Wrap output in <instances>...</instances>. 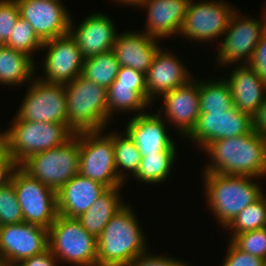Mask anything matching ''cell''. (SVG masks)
Segmentation results:
<instances>
[{"mask_svg":"<svg viewBox=\"0 0 266 266\" xmlns=\"http://www.w3.org/2000/svg\"><path fill=\"white\" fill-rule=\"evenodd\" d=\"M0 162H13L9 155L8 132H0Z\"/></svg>","mask_w":266,"mask_h":266,"instance_id":"43","label":"cell"},{"mask_svg":"<svg viewBox=\"0 0 266 266\" xmlns=\"http://www.w3.org/2000/svg\"><path fill=\"white\" fill-rule=\"evenodd\" d=\"M157 38L145 33L125 32L116 35L113 51L120 66L133 68L146 74L159 50Z\"/></svg>","mask_w":266,"mask_h":266,"instance_id":"23","label":"cell"},{"mask_svg":"<svg viewBox=\"0 0 266 266\" xmlns=\"http://www.w3.org/2000/svg\"><path fill=\"white\" fill-rule=\"evenodd\" d=\"M127 266H188L184 262L179 260L160 256V255H149V253H144L136 257Z\"/></svg>","mask_w":266,"mask_h":266,"instance_id":"40","label":"cell"},{"mask_svg":"<svg viewBox=\"0 0 266 266\" xmlns=\"http://www.w3.org/2000/svg\"><path fill=\"white\" fill-rule=\"evenodd\" d=\"M20 17L16 0H0V45H5Z\"/></svg>","mask_w":266,"mask_h":266,"instance_id":"36","label":"cell"},{"mask_svg":"<svg viewBox=\"0 0 266 266\" xmlns=\"http://www.w3.org/2000/svg\"><path fill=\"white\" fill-rule=\"evenodd\" d=\"M24 222L14 185L8 181L0 187V226Z\"/></svg>","mask_w":266,"mask_h":266,"instance_id":"34","label":"cell"},{"mask_svg":"<svg viewBox=\"0 0 266 266\" xmlns=\"http://www.w3.org/2000/svg\"><path fill=\"white\" fill-rule=\"evenodd\" d=\"M225 257L223 266H265V260L241 251L231 241Z\"/></svg>","mask_w":266,"mask_h":266,"instance_id":"37","label":"cell"},{"mask_svg":"<svg viewBox=\"0 0 266 266\" xmlns=\"http://www.w3.org/2000/svg\"><path fill=\"white\" fill-rule=\"evenodd\" d=\"M0 266H18V264L7 263L0 259Z\"/></svg>","mask_w":266,"mask_h":266,"instance_id":"46","label":"cell"},{"mask_svg":"<svg viewBox=\"0 0 266 266\" xmlns=\"http://www.w3.org/2000/svg\"><path fill=\"white\" fill-rule=\"evenodd\" d=\"M253 128L266 138V96L253 116Z\"/></svg>","mask_w":266,"mask_h":266,"instance_id":"42","label":"cell"},{"mask_svg":"<svg viewBox=\"0 0 266 266\" xmlns=\"http://www.w3.org/2000/svg\"><path fill=\"white\" fill-rule=\"evenodd\" d=\"M164 114L185 137L195 127L200 115L199 82L191 79L185 85L162 95Z\"/></svg>","mask_w":266,"mask_h":266,"instance_id":"18","label":"cell"},{"mask_svg":"<svg viewBox=\"0 0 266 266\" xmlns=\"http://www.w3.org/2000/svg\"><path fill=\"white\" fill-rule=\"evenodd\" d=\"M236 10L222 0L189 1L187 13L179 32L191 40L206 41L219 38L227 29Z\"/></svg>","mask_w":266,"mask_h":266,"instance_id":"11","label":"cell"},{"mask_svg":"<svg viewBox=\"0 0 266 266\" xmlns=\"http://www.w3.org/2000/svg\"><path fill=\"white\" fill-rule=\"evenodd\" d=\"M48 248L58 261L97 266V239L77 218L57 216L48 229Z\"/></svg>","mask_w":266,"mask_h":266,"instance_id":"6","label":"cell"},{"mask_svg":"<svg viewBox=\"0 0 266 266\" xmlns=\"http://www.w3.org/2000/svg\"><path fill=\"white\" fill-rule=\"evenodd\" d=\"M103 184L77 174L57 191L58 214L77 218L107 190Z\"/></svg>","mask_w":266,"mask_h":266,"instance_id":"21","label":"cell"},{"mask_svg":"<svg viewBox=\"0 0 266 266\" xmlns=\"http://www.w3.org/2000/svg\"><path fill=\"white\" fill-rule=\"evenodd\" d=\"M124 133L125 135L121 136L115 132L113 133L115 166L117 174L123 182L125 181L126 175L123 171H130L132 172L131 174L135 175L141 161V154L138 147L128 133L126 131Z\"/></svg>","mask_w":266,"mask_h":266,"instance_id":"31","label":"cell"},{"mask_svg":"<svg viewBox=\"0 0 266 266\" xmlns=\"http://www.w3.org/2000/svg\"><path fill=\"white\" fill-rule=\"evenodd\" d=\"M111 85L133 86V90H147L145 74L125 66H120L116 79Z\"/></svg>","mask_w":266,"mask_h":266,"instance_id":"38","label":"cell"},{"mask_svg":"<svg viewBox=\"0 0 266 266\" xmlns=\"http://www.w3.org/2000/svg\"><path fill=\"white\" fill-rule=\"evenodd\" d=\"M266 227V197L262 195L252 204L246 206L225 227L233 231L230 241L237 235L246 231Z\"/></svg>","mask_w":266,"mask_h":266,"instance_id":"32","label":"cell"},{"mask_svg":"<svg viewBox=\"0 0 266 266\" xmlns=\"http://www.w3.org/2000/svg\"><path fill=\"white\" fill-rule=\"evenodd\" d=\"M239 65L225 80L230 87L234 106L253 117L266 96V82L248 64Z\"/></svg>","mask_w":266,"mask_h":266,"instance_id":"22","label":"cell"},{"mask_svg":"<svg viewBox=\"0 0 266 266\" xmlns=\"http://www.w3.org/2000/svg\"><path fill=\"white\" fill-rule=\"evenodd\" d=\"M43 43L44 42L35 33L33 27L20 16L5 45L32 57L31 54H33V52L42 49Z\"/></svg>","mask_w":266,"mask_h":266,"instance_id":"33","label":"cell"},{"mask_svg":"<svg viewBox=\"0 0 266 266\" xmlns=\"http://www.w3.org/2000/svg\"><path fill=\"white\" fill-rule=\"evenodd\" d=\"M24 222L49 229L58 216L57 192L32 178L20 166L11 173Z\"/></svg>","mask_w":266,"mask_h":266,"instance_id":"9","label":"cell"},{"mask_svg":"<svg viewBox=\"0 0 266 266\" xmlns=\"http://www.w3.org/2000/svg\"><path fill=\"white\" fill-rule=\"evenodd\" d=\"M253 130V117L234 106L226 112L200 113L195 127L186 137L203 149L210 142L242 136Z\"/></svg>","mask_w":266,"mask_h":266,"instance_id":"13","label":"cell"},{"mask_svg":"<svg viewBox=\"0 0 266 266\" xmlns=\"http://www.w3.org/2000/svg\"><path fill=\"white\" fill-rule=\"evenodd\" d=\"M149 104L151 103L147 100V90H133V86L126 85H111L107 88V107L110 117L118 110L135 111V113L139 111L142 114Z\"/></svg>","mask_w":266,"mask_h":266,"instance_id":"30","label":"cell"},{"mask_svg":"<svg viewBox=\"0 0 266 266\" xmlns=\"http://www.w3.org/2000/svg\"><path fill=\"white\" fill-rule=\"evenodd\" d=\"M13 121L7 132L9 155L16 166L36 153L65 144L75 135L68 124L26 121L17 115Z\"/></svg>","mask_w":266,"mask_h":266,"instance_id":"5","label":"cell"},{"mask_svg":"<svg viewBox=\"0 0 266 266\" xmlns=\"http://www.w3.org/2000/svg\"><path fill=\"white\" fill-rule=\"evenodd\" d=\"M33 58L14 50L6 45H0V83L16 86L30 82L34 69Z\"/></svg>","mask_w":266,"mask_h":266,"instance_id":"26","label":"cell"},{"mask_svg":"<svg viewBox=\"0 0 266 266\" xmlns=\"http://www.w3.org/2000/svg\"><path fill=\"white\" fill-rule=\"evenodd\" d=\"M116 1H119V3H123V4H127V5H135V6H138V7H142L146 2L147 0H116Z\"/></svg>","mask_w":266,"mask_h":266,"instance_id":"45","label":"cell"},{"mask_svg":"<svg viewBox=\"0 0 266 266\" xmlns=\"http://www.w3.org/2000/svg\"><path fill=\"white\" fill-rule=\"evenodd\" d=\"M101 132H79V174L107 188L122 187L115 166L113 133Z\"/></svg>","mask_w":266,"mask_h":266,"instance_id":"8","label":"cell"},{"mask_svg":"<svg viewBox=\"0 0 266 266\" xmlns=\"http://www.w3.org/2000/svg\"><path fill=\"white\" fill-rule=\"evenodd\" d=\"M48 248V229L22 222L0 226V259L7 263L20 261Z\"/></svg>","mask_w":266,"mask_h":266,"instance_id":"14","label":"cell"},{"mask_svg":"<svg viewBox=\"0 0 266 266\" xmlns=\"http://www.w3.org/2000/svg\"><path fill=\"white\" fill-rule=\"evenodd\" d=\"M190 0H147L145 33L153 38L169 37L180 32Z\"/></svg>","mask_w":266,"mask_h":266,"instance_id":"24","label":"cell"},{"mask_svg":"<svg viewBox=\"0 0 266 266\" xmlns=\"http://www.w3.org/2000/svg\"><path fill=\"white\" fill-rule=\"evenodd\" d=\"M20 16L43 41L69 33L71 16L60 0H16Z\"/></svg>","mask_w":266,"mask_h":266,"instance_id":"16","label":"cell"},{"mask_svg":"<svg viewBox=\"0 0 266 266\" xmlns=\"http://www.w3.org/2000/svg\"><path fill=\"white\" fill-rule=\"evenodd\" d=\"M175 159V148H168L158 154H141L135 179L145 183H161L169 176Z\"/></svg>","mask_w":266,"mask_h":266,"instance_id":"28","label":"cell"},{"mask_svg":"<svg viewBox=\"0 0 266 266\" xmlns=\"http://www.w3.org/2000/svg\"><path fill=\"white\" fill-rule=\"evenodd\" d=\"M237 13L235 11L232 14L224 32L225 38L216 59L220 65H232L234 62L238 64L239 61L248 64L261 35L266 31V15L260 21L253 18L246 19Z\"/></svg>","mask_w":266,"mask_h":266,"instance_id":"12","label":"cell"},{"mask_svg":"<svg viewBox=\"0 0 266 266\" xmlns=\"http://www.w3.org/2000/svg\"><path fill=\"white\" fill-rule=\"evenodd\" d=\"M17 116L32 122L67 124V103L64 84L36 79L28 86Z\"/></svg>","mask_w":266,"mask_h":266,"instance_id":"10","label":"cell"},{"mask_svg":"<svg viewBox=\"0 0 266 266\" xmlns=\"http://www.w3.org/2000/svg\"><path fill=\"white\" fill-rule=\"evenodd\" d=\"M127 204L110 219L97 238V266H127L146 253V239Z\"/></svg>","mask_w":266,"mask_h":266,"instance_id":"2","label":"cell"},{"mask_svg":"<svg viewBox=\"0 0 266 266\" xmlns=\"http://www.w3.org/2000/svg\"><path fill=\"white\" fill-rule=\"evenodd\" d=\"M20 167L57 192L79 173V132L59 147L30 156Z\"/></svg>","mask_w":266,"mask_h":266,"instance_id":"7","label":"cell"},{"mask_svg":"<svg viewBox=\"0 0 266 266\" xmlns=\"http://www.w3.org/2000/svg\"><path fill=\"white\" fill-rule=\"evenodd\" d=\"M16 167L14 162H0V187L10 181L12 170Z\"/></svg>","mask_w":266,"mask_h":266,"instance_id":"44","label":"cell"},{"mask_svg":"<svg viewBox=\"0 0 266 266\" xmlns=\"http://www.w3.org/2000/svg\"><path fill=\"white\" fill-rule=\"evenodd\" d=\"M203 149L212 161L205 167L204 173L254 178L266 174V138L255 130L210 142Z\"/></svg>","mask_w":266,"mask_h":266,"instance_id":"1","label":"cell"},{"mask_svg":"<svg viewBox=\"0 0 266 266\" xmlns=\"http://www.w3.org/2000/svg\"><path fill=\"white\" fill-rule=\"evenodd\" d=\"M205 195L209 209L218 222L226 227L246 206L259 199L263 193L253 182L254 177L203 173Z\"/></svg>","mask_w":266,"mask_h":266,"instance_id":"3","label":"cell"},{"mask_svg":"<svg viewBox=\"0 0 266 266\" xmlns=\"http://www.w3.org/2000/svg\"><path fill=\"white\" fill-rule=\"evenodd\" d=\"M57 262L59 261L55 255L47 248L39 254L20 261L18 266H56Z\"/></svg>","mask_w":266,"mask_h":266,"instance_id":"41","label":"cell"},{"mask_svg":"<svg viewBox=\"0 0 266 266\" xmlns=\"http://www.w3.org/2000/svg\"><path fill=\"white\" fill-rule=\"evenodd\" d=\"M70 20L69 33L77 42L83 58L95 56L113 49L117 32L113 20L102 13H93L77 28Z\"/></svg>","mask_w":266,"mask_h":266,"instance_id":"17","label":"cell"},{"mask_svg":"<svg viewBox=\"0 0 266 266\" xmlns=\"http://www.w3.org/2000/svg\"><path fill=\"white\" fill-rule=\"evenodd\" d=\"M248 65L266 82V31L261 35L260 41L254 48Z\"/></svg>","mask_w":266,"mask_h":266,"instance_id":"39","label":"cell"},{"mask_svg":"<svg viewBox=\"0 0 266 266\" xmlns=\"http://www.w3.org/2000/svg\"><path fill=\"white\" fill-rule=\"evenodd\" d=\"M199 101L200 113L226 112L234 107L230 87L221 78L217 81L199 82Z\"/></svg>","mask_w":266,"mask_h":266,"instance_id":"29","label":"cell"},{"mask_svg":"<svg viewBox=\"0 0 266 266\" xmlns=\"http://www.w3.org/2000/svg\"><path fill=\"white\" fill-rule=\"evenodd\" d=\"M119 68L115 53L110 50L85 58L81 76L107 89L116 79Z\"/></svg>","mask_w":266,"mask_h":266,"instance_id":"27","label":"cell"},{"mask_svg":"<svg viewBox=\"0 0 266 266\" xmlns=\"http://www.w3.org/2000/svg\"><path fill=\"white\" fill-rule=\"evenodd\" d=\"M43 48L48 52L44 61L45 77L40 80L66 84L81 75L84 58L70 33L45 41Z\"/></svg>","mask_w":266,"mask_h":266,"instance_id":"15","label":"cell"},{"mask_svg":"<svg viewBox=\"0 0 266 266\" xmlns=\"http://www.w3.org/2000/svg\"><path fill=\"white\" fill-rule=\"evenodd\" d=\"M190 76L180 60L159 48L145 74L147 100L151 102L154 95L161 96L185 85L193 78Z\"/></svg>","mask_w":266,"mask_h":266,"instance_id":"19","label":"cell"},{"mask_svg":"<svg viewBox=\"0 0 266 266\" xmlns=\"http://www.w3.org/2000/svg\"><path fill=\"white\" fill-rule=\"evenodd\" d=\"M64 86L68 126L75 133L103 131L111 118L107 107V89L81 75Z\"/></svg>","mask_w":266,"mask_h":266,"instance_id":"4","label":"cell"},{"mask_svg":"<svg viewBox=\"0 0 266 266\" xmlns=\"http://www.w3.org/2000/svg\"><path fill=\"white\" fill-rule=\"evenodd\" d=\"M161 113V110L156 114L138 112L126 126L125 131L133 139L140 154H158L168 148H175Z\"/></svg>","mask_w":266,"mask_h":266,"instance_id":"20","label":"cell"},{"mask_svg":"<svg viewBox=\"0 0 266 266\" xmlns=\"http://www.w3.org/2000/svg\"><path fill=\"white\" fill-rule=\"evenodd\" d=\"M231 242L241 251L266 261V227L237 234Z\"/></svg>","mask_w":266,"mask_h":266,"instance_id":"35","label":"cell"},{"mask_svg":"<svg viewBox=\"0 0 266 266\" xmlns=\"http://www.w3.org/2000/svg\"><path fill=\"white\" fill-rule=\"evenodd\" d=\"M120 188H108L87 211L77 217L83 228L96 239L110 219L126 204L120 198Z\"/></svg>","mask_w":266,"mask_h":266,"instance_id":"25","label":"cell"}]
</instances>
